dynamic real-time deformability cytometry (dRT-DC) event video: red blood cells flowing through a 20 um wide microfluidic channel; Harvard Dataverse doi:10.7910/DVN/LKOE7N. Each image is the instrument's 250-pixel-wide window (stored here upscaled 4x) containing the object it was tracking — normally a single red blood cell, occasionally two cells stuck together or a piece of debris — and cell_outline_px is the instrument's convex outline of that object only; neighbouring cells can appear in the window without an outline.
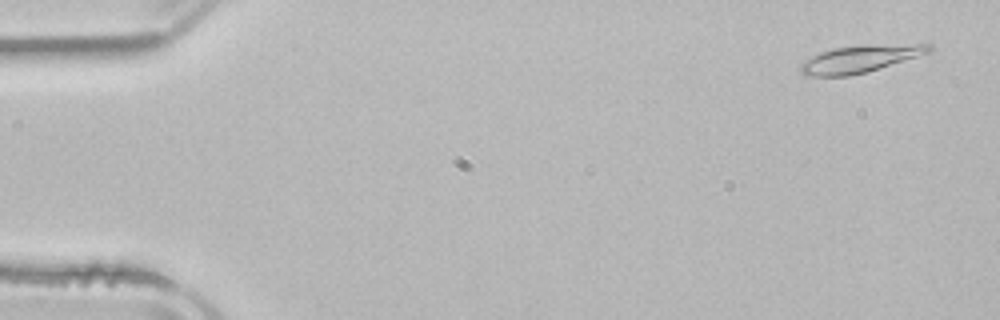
{"species": "common noctule bat (a hibernating species)", "species_latin": "Nyctalus noctula", "temperature_condition": "room temperature", "stored_images_in_passage": 4, "camera_frame_rate_fps": 3000, "um_per_image_px": 0.085, "animal": {"sex": "male", "body_mass_g": 21.5, "forearm_length_mm": 52.0}, "frame": {"image": 1, "passage_image": 1, "time_ms": 0.0, "image_size_px": [1000, 320], "cell_outline_px": [[932, 48], [928, 52], [868, 72], [848, 76], [804, 76], [800, 72], [800, 64], [804, 60], [820, 52], [832, 48], [912, 44], [928, 44]], "centroid_in_image_um": [72.98, 5.04], "position_along_channel_um": 12.0, "area_um2": 19.71}}
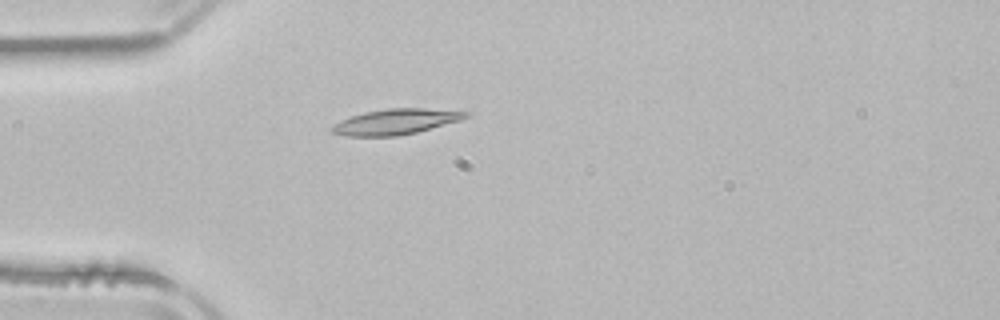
{"frame": {"image": 2, "passage_image": 4, "time_ms": 4.0, "image_size_px": [1000, 320], "cell_outline_px": [[472, 116], [460, 120], [416, 132], [396, 136], [344, 136], [328, 132], [328, 128], [332, 124], [340, 120], [364, 112], [388, 108], [424, 108], [472, 112]], "centroid_in_image_um": [33.59, 10.34], "position_along_channel_um": 51.4, "area_um2": 20.11}}